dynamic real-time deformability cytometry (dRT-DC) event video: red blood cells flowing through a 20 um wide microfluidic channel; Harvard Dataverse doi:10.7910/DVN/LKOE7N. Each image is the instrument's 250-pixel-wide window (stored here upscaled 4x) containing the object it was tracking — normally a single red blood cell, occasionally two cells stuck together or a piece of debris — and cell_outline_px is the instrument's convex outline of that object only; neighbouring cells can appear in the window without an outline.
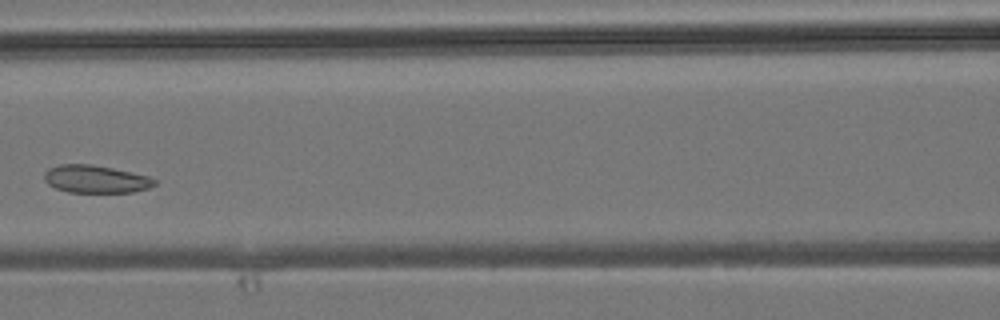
{"species": "common noctule bat (a hibernating species)", "species_latin": "Nyctalus noctula", "temperature_condition": "room temperature", "stored_images_in_passage": 5, "camera_frame_rate_fps": 3000, "um_per_image_px": 0.085, "animal": {"sex": "male", "body_mass_g": 19.2, "forearm_length_mm": 51.8}, "frame": {"image": 1, "passage_image": 5, "time_ms": 4.667, "image_size_px": [1000, 320], "cell_outline_px": [[156, 184], [148, 188], [132, 192], [68, 192], [56, 188], [48, 184], [44, 180], [44, 172], [48, 168], [60, 164], [92, 164], [112, 168], [148, 176], [156, 180]], "centroid_in_image_um": [8.1, 15.22], "position_along_channel_um": 158.5, "area_um2": 17.74}}